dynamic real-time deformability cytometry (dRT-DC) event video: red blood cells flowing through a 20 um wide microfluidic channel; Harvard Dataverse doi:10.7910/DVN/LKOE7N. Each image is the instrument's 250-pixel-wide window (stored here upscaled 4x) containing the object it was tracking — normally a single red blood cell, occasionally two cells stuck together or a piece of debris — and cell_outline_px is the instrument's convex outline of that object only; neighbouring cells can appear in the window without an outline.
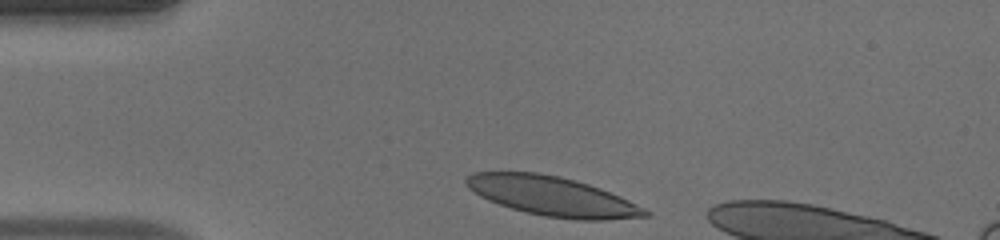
{"species": "human", "species_latin": "Homo sapiens", "temperature_condition": "warm", "stored_images_in_passage": 30, "camera_frame_rate_fps": 3000, "um_per_image_px": 0.085, "donor": {"sex": "male"}, "frame": {"image": 1, "passage_image": 1, "time_ms": 0.0, "image_size_px": [1000, 240], "cell_outline_px": [[648, 216], [600, 220], [580, 220], [544, 216], [512, 208], [500, 204], [480, 196], [464, 180], [468, 176], [476, 172], [536, 172], [556, 176], [588, 184], [608, 192], [648, 212]], "centroid_in_image_um": [46.88, 16.67], "position_along_channel_um": 38.1, "area_um2": 39.54}}
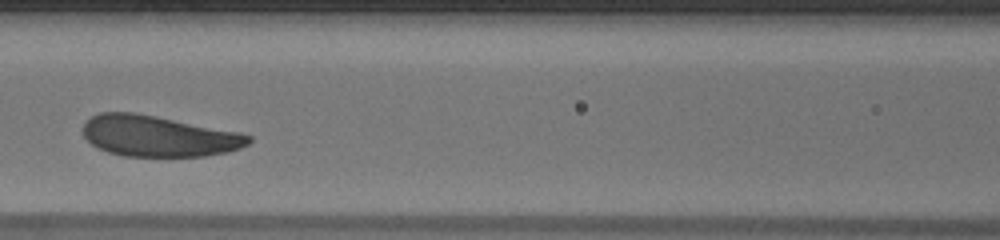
{"frame": {"image": 2, "passage_image": 12, "time_ms": 3.667, "image_size_px": [1000, 240], "cell_outline_px": [[252, 140], [248, 144], [240, 148], [228, 152], [204, 156], [124, 156], [108, 152], [92, 144], [84, 136], [84, 124], [92, 116], [100, 112], [132, 112], [156, 116], [252, 136]], "centroid_in_image_um": [13.43, 11.58], "position_along_channel_um": 153.2, "area_um2": 38.84}}
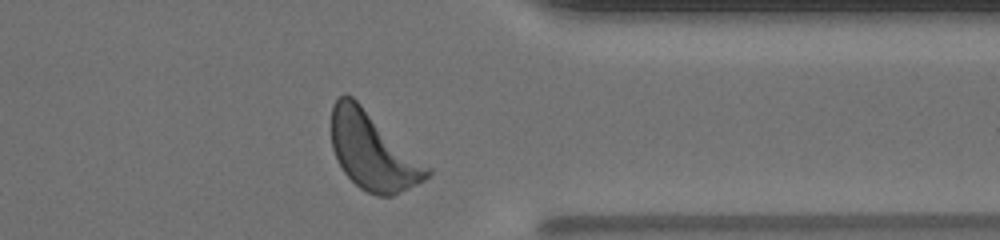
{"frame": {"image": 3, "passage_image": 29, "time_ms": 9.333, "image_size_px": [1000, 240], "cell_outline_px": [[432, 172], [424, 180], [392, 196], [376, 196], [360, 188], [344, 172], [332, 148], [332, 104], [344, 92], [352, 96], [432, 168]], "centroid_in_image_um": [31.7, 12.84], "position_along_channel_um": 379.7, "area_um2": 42.95}, "authors_computed_cell_mechanics": {"area_um2": 39.8531, "velocity_mm_per_s": 4.1389, "shape_relaxation_time_tau1_ms": 1.6413, "shape_relaxation_time_tau2_ms": 2.4077, "deformation_change_tau1": 0.109, "deformation_change_tau2": 0.1043}}